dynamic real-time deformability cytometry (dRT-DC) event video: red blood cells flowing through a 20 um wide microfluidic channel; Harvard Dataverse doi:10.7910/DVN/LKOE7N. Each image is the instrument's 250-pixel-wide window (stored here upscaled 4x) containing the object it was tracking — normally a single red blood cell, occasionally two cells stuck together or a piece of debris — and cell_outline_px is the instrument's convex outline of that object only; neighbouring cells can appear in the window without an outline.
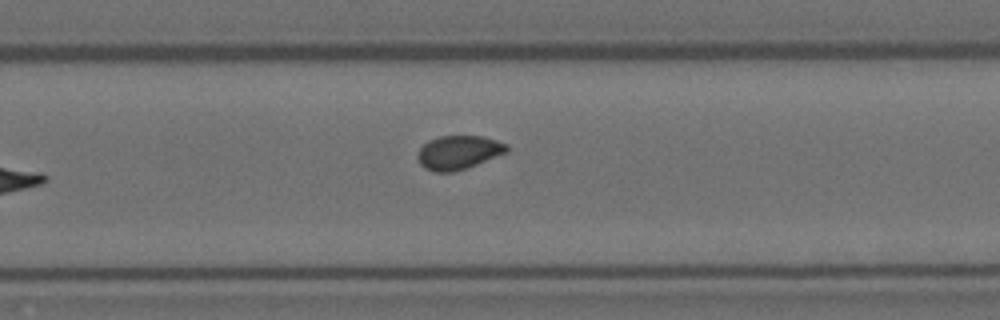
{"species": "Egyptian fruit bat (a non-hibernating species)", "species_latin": "Rousettus aegyptiacus", "temperature_condition": "room temperature", "stored_images_in_passage": 10, "segment_of_instrument_passage": [1, 2], "camera_frame_rate_fps": 3000, "um_per_image_px": 0.085, "animal": {"sex": "female"}, "frame": {"image": 1, "passage_image": 9, "time_ms": 2.667, "image_size_px": [1000, 320], "cell_outline_px": [[508, 152], [476, 164], [452, 172], [436, 172], [424, 168], [420, 164], [416, 156], [416, 152], [428, 140], [440, 136], [484, 136], [508, 144]], "centroid_in_image_um": [38.95, 12.94], "position_along_channel_um": 290.8, "area_um2": 17.57}}